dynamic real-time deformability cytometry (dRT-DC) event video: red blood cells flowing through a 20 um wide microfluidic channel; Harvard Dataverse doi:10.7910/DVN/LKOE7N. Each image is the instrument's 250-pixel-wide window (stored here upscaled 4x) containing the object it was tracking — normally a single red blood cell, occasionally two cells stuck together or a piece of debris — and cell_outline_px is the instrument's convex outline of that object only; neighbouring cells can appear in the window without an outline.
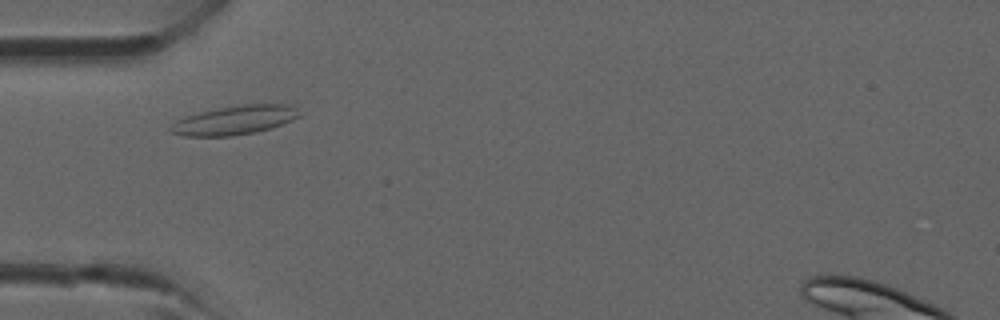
{"species": "common noctule bat (a hibernating species)", "species_latin": "Nyctalus noctula", "temperature_condition": "room temperature", "stored_images_in_passage": 32, "camera_frame_rate_fps": 3000, "um_per_image_px": 0.085, "animal": {"sex": "male", "forearm_length_mm": 52.5}, "frame": {"image": 1, "passage_image": 3, "time_ms": 0.667, "image_size_px": [1000, 320], "cell_outline_px": [[300, 116], [292, 120], [272, 128], [256, 132], [232, 136], [184, 136], [168, 132], [168, 128], [176, 120], [184, 116], [200, 112], [220, 108], [244, 104], [288, 104], [296, 108], [300, 112]], "centroid_in_image_um": [19.92, 10.22], "position_along_channel_um": 65.1, "area_um2": 21.85}}
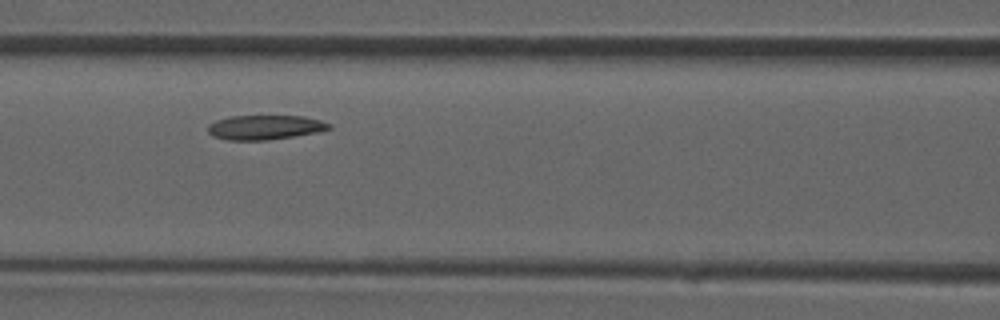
{"frame": {"image": 2, "passage_image": 8, "time_ms": 2.333, "image_size_px": [1000, 320], "cell_outline_px": [[332, 128], [316, 132], [268, 140], [228, 140], [212, 136], [208, 132], [208, 124], [216, 120], [228, 116], [304, 116], [320, 120], [332, 124]], "centroid_in_image_um": [22.49, 10.82], "position_along_channel_um": 144.1, "area_um2": 17.28}}
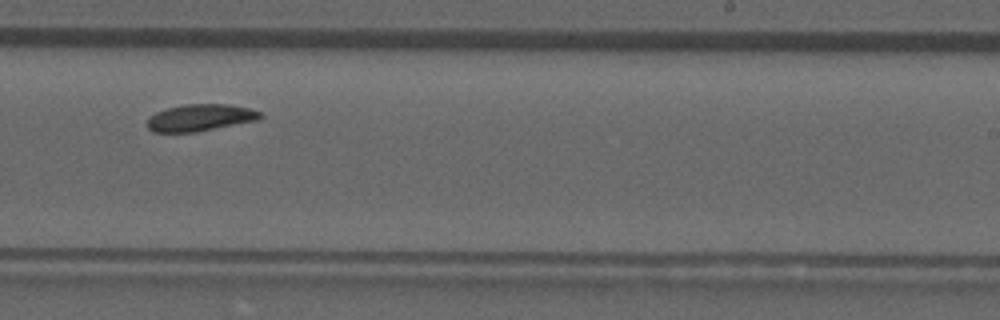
{"frame": {"image": 3, "passage_image": 16, "time_ms": 5.0, "image_size_px": [1000, 320], "cell_outline_px": [[264, 116], [256, 120], [196, 132], [152, 132], [148, 128], [148, 120], [156, 112], [168, 108], [184, 104], [228, 104], [248, 108], [260, 112]], "centroid_in_image_um": [17.01, 10.0], "position_along_channel_um": 272.0, "area_um2": 17.46}}